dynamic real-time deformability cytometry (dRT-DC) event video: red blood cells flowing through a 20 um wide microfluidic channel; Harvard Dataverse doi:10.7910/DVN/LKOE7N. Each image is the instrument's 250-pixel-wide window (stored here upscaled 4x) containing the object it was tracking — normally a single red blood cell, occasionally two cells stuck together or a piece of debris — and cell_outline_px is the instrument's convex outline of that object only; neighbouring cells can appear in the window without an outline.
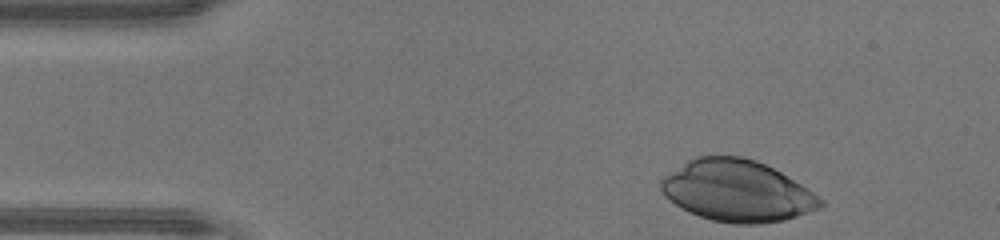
{"species": "human", "species_latin": "Homo sapiens", "temperature_condition": "warm", "stored_images_in_passage": 32, "camera_frame_rate_fps": 3000, "um_per_image_px": 0.085, "donor": {"sex": "male"}, "frame": {"image": 1, "passage_image": 1, "time_ms": 0.0, "image_size_px": [1000, 240], "cell_outline_px": [[824, 204], [816, 208], [796, 216], [784, 220], [760, 224], [736, 224], [712, 220], [688, 212], [664, 196], [660, 188], [660, 180], [664, 176], [688, 160], [696, 156], [740, 156], [756, 160], [780, 172], [808, 188], [824, 200]], "centroid_in_image_um": [62.63, 16.22], "position_along_channel_um": 22.4, "area_um2": 56.76}}